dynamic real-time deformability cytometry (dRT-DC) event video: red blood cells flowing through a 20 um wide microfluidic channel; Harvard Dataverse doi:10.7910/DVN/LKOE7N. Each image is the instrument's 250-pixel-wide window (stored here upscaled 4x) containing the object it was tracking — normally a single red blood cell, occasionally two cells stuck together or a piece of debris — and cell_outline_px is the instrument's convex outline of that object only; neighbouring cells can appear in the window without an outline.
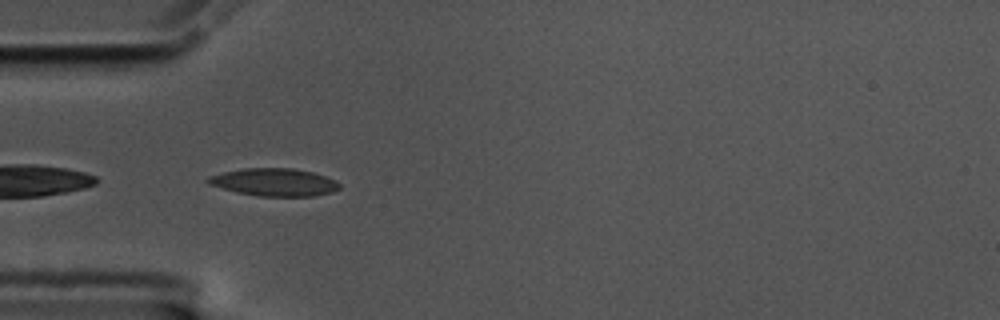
{"species": "common noctule bat (a hibernating species)", "species_latin": "Nyctalus noctula", "temperature_condition": "cold", "stored_images_in_passage": 41, "camera_frame_rate_fps": 3000, "um_per_image_px": 0.085, "animal": {"sex": "male", "body_mass_g": 17.5, "forearm_length_mm": 52.3}, "frame": {"image": 1, "passage_image": 1, "time_ms": 0.0, "image_size_px": [1000, 320], "cell_outline_px": [[340, 188], [332, 192], [312, 196], [260, 196], [236, 192], [208, 184], [204, 180], [208, 176], [224, 172], [244, 168], [292, 168], [312, 172], [336, 180], [340, 184]], "centroid_in_image_um": [23.29, 15.48], "position_along_channel_um": 61.7, "area_um2": 21.15}}
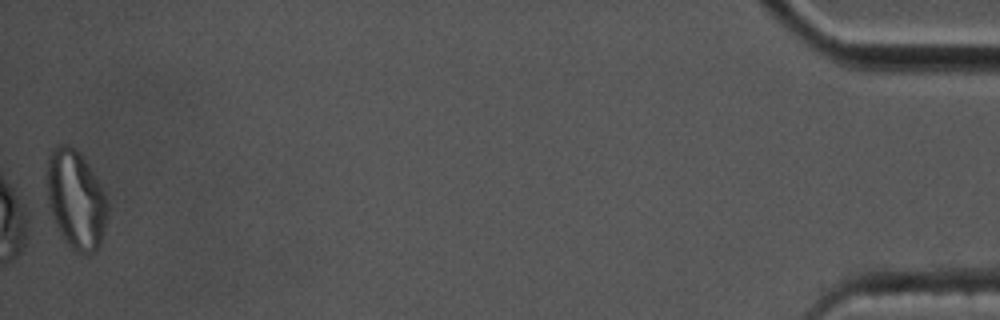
{"frame": {"image": 2, "passage_image": 41, "time_ms": 13.333, "image_size_px": [1000, 320], "cell_outline_px": [[108, 212], [100, 244], [92, 252], [84, 256], [76, 252], [68, 244], [56, 224], [48, 208], [48, 156], [52, 148], [56, 144], [68, 144], [76, 148], [80, 152], [96, 176], [104, 192], [108, 204]], "centroid_in_image_um": [6.46, 16.92], "position_along_channel_um": 428.7, "area_um2": 34.8}, "authors_computed_cell_mechanics": {"area_um2": 20.4612, "velocity_mm_per_s": 3.4744, "shape_relaxation_time_tau1_ms": null, "shape_relaxation_time_tau2_ms": 2.0297, "deformation_change_tau1": null, "deformation_change_tau2": 0.0785}}